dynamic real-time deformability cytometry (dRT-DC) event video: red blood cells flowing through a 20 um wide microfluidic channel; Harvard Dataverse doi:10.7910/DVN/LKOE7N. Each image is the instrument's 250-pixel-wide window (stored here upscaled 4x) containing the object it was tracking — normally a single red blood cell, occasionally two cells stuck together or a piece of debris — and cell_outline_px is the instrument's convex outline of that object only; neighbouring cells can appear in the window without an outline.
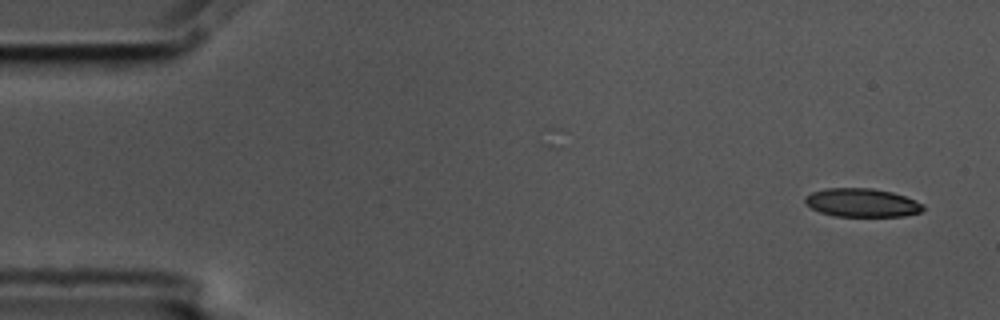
{"species": "common noctule bat (a hibernating species)", "species_latin": "Nyctalus noctula", "temperature_condition": "cold", "stored_images_in_passage": 4, "camera_frame_rate_fps": 3000, "um_per_image_px": 0.085, "animal": {"sex": "male", "body_mass_g": 17.5, "forearm_length_mm": 52.3}, "frame": {"image": 1, "passage_image": 1, "time_ms": 0.0, "image_size_px": [1000, 320], "cell_outline_px": [[924, 208], [920, 212], [904, 216], [836, 216], [820, 212], [812, 208], [804, 200], [804, 196], [812, 192], [824, 188], [872, 188], [892, 192], [904, 196], [924, 204]], "centroid_in_image_um": [73.26, 17.22], "position_along_channel_um": 11.7, "area_um2": 19.54}}
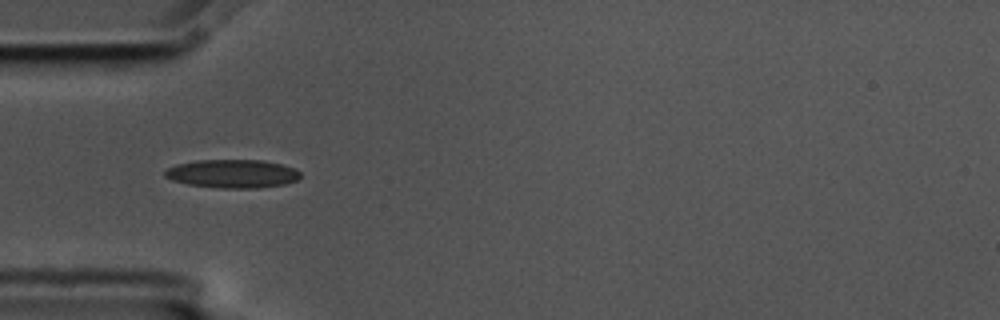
{"frame": {"image": 2, "passage_image": 4, "time_ms": 1.0, "image_size_px": [1000, 320], "cell_outline_px": [[300, 176], [296, 180], [284, 184], [256, 188], [220, 188], [188, 184], [172, 180], [164, 176], [164, 172], [168, 168], [176, 164], [196, 160], [260, 160], [280, 164], [296, 168], [300, 172]], "centroid_in_image_um": [19.74, 14.76], "position_along_channel_um": 65.3, "area_um2": 22.37}}